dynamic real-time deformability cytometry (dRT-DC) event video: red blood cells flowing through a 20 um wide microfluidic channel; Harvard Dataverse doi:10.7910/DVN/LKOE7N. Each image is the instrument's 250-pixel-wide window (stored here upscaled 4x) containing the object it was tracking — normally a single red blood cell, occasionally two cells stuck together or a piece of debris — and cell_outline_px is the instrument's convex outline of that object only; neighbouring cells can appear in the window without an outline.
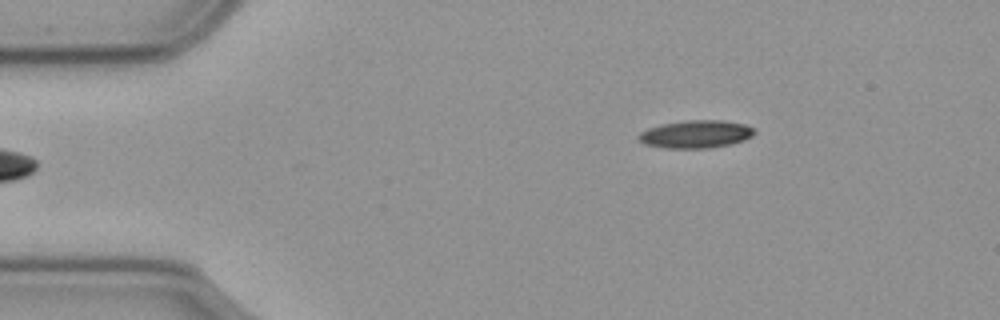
{"species": "common noctule bat (a hibernating species)", "species_latin": "Nyctalus noctula", "temperature_condition": "cold", "stored_images_in_passage": 49, "camera_frame_rate_fps": 3000, "um_per_image_px": 0.085, "animal": {"sex": "male", "body_mass_g": 23.1, "forearm_length_mm": 52.7}, "frame": {"image": 1, "passage_image": 1, "time_ms": 0.0, "image_size_px": [1000, 320], "cell_outline_px": [[756, 132], [752, 136], [744, 140], [732, 144], [708, 148], [664, 148], [644, 144], [636, 136], [640, 132], [648, 128], [660, 124], [688, 120], [720, 120], [744, 124], [756, 128]], "centroid_in_image_um": [59.15, 11.4], "position_along_channel_um": 25.8, "area_um2": 18.9}}
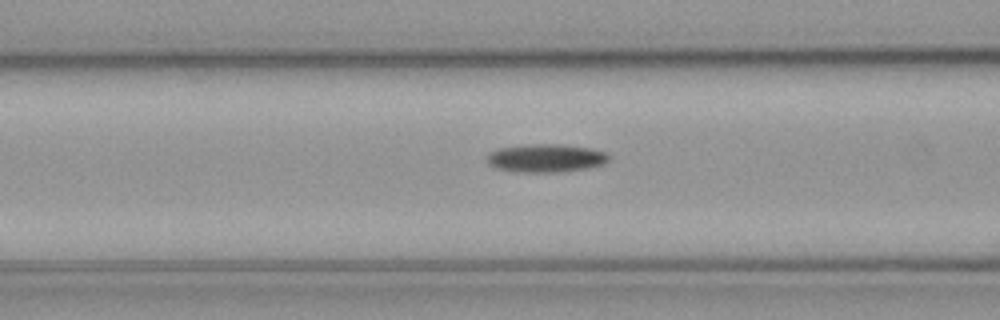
{"frame": {"image": 2, "passage_image": 14, "time_ms": 4.333, "image_size_px": [1000, 320], "cell_outline_px": [[608, 160], [604, 164], [588, 168], [556, 172], [516, 172], [496, 168], [488, 164], [488, 152], [500, 148], [536, 144], [556, 144], [588, 148], [604, 152], [608, 156]], "centroid_in_image_um": [46.37, 13.45], "position_along_channel_um": 120.2, "area_um2": 19.71}}
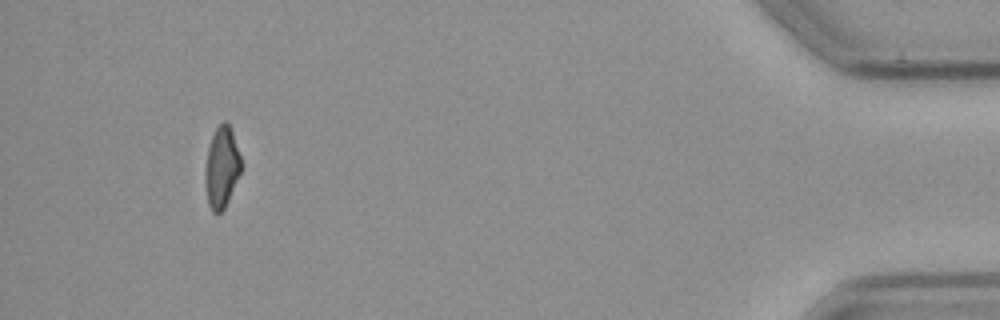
{"frame": {"image": 3, "passage_image": 45, "time_ms": 14.667, "image_size_px": [1000, 320], "cell_outline_px": [[240, 172], [228, 200], [224, 208], [220, 212], [212, 212], [208, 204], [204, 180], [204, 168], [208, 148], [212, 136], [216, 128], [224, 120], [232, 128], [240, 156]], "centroid_in_image_um": [18.81, 14.2], "position_along_channel_um": 416.4, "area_um2": 16.88}, "authors_computed_cell_mechanics": {"area_um2": 18.6694, "velocity_mm_per_s": 3.599, "shape_relaxation_time_tau1_ms": 9.7193, "shape_relaxation_time_tau2_ms": null, "deformation_change_tau1": 0.1944, "deformation_change_tau2": null}}